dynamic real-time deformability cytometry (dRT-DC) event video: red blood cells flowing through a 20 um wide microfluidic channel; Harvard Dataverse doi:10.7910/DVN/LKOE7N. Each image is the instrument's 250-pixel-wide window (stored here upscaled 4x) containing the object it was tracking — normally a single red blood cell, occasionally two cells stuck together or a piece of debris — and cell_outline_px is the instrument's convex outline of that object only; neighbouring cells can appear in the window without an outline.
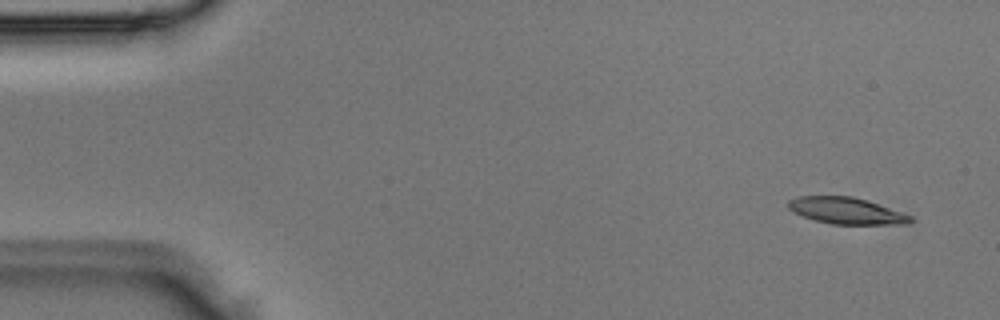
{"species": "Egyptian fruit bat (a non-hibernating species)", "species_latin": "Rousettus aegyptiacus", "temperature_condition": "room temperature", "stored_images_in_passage": 3, "camera_frame_rate_fps": 3000, "um_per_image_px": 0.085, "animal": {"sex": "male"}, "frame": {"image": 1, "passage_image": 1, "time_ms": 0.0, "image_size_px": [1000, 320], "cell_outline_px": [[912, 220], [908, 224], [832, 224], [816, 220], [792, 212], [788, 208], [788, 200], [796, 196], [852, 196], [868, 200], [912, 216]], "centroid_in_image_um": [71.92, 17.9], "position_along_channel_um": 13.1, "area_um2": 18.84}}